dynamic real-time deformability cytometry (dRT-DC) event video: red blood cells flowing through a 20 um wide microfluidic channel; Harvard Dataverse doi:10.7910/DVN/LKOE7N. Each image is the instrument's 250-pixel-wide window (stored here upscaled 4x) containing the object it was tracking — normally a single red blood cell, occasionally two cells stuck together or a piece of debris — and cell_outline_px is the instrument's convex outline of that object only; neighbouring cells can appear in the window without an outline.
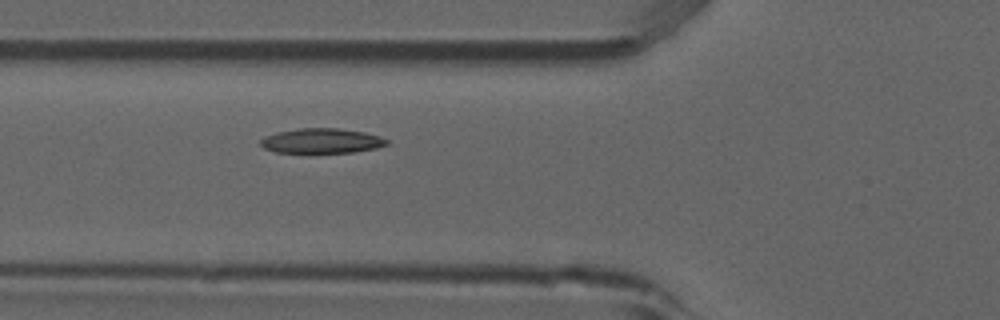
{"species": "common noctule bat (a hibernating species)", "species_latin": "Nyctalus noctula", "temperature_condition": "room temperature", "stored_images_in_passage": 6, "camera_frame_rate_fps": 3000, "um_per_image_px": 0.085, "animal": {"sex": "male", "forearm_length_mm": 52.5}, "frame": {"image": 1, "passage_image": 6, "time_ms": 1.667, "image_size_px": [1000, 320], "cell_outline_px": [[388, 144], [376, 148], [352, 152], [308, 156], [276, 152], [264, 148], [260, 144], [260, 140], [276, 132], [300, 128], [336, 128], [364, 132], [380, 136], [388, 140]], "centroid_in_image_um": [27.31, 12.03], "position_along_channel_um": 98.5, "area_um2": 19.13}}